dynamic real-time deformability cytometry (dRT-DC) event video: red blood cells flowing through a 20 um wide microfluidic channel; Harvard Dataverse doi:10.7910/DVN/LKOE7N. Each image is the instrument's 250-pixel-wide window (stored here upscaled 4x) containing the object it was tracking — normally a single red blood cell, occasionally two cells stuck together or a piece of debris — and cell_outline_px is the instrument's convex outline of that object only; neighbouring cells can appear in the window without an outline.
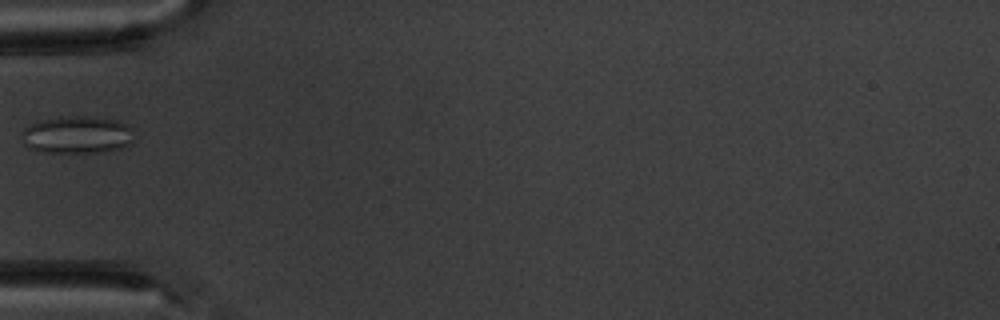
{"species": "common noctule bat (a hibernating species)", "species_latin": "Nyctalus noctula", "temperature_condition": "warm", "stored_images_in_passage": 5, "camera_frame_rate_fps": 3000, "um_per_image_px": 0.085, "animal": {"sex": "male", "body_mass_g": 20.1, "forearm_length_mm": 53.5}, "frame": {"image": 1, "passage_image": 5, "time_ms": 4.667, "image_size_px": [1000, 320], "cell_outline_px": [[132, 144], [120, 148], [96, 152], [48, 152], [28, 148], [20, 140], [20, 136], [24, 128], [40, 120], [76, 116], [80, 116], [120, 120], [128, 124], [132, 128]], "centroid_in_image_um": [6.55, 11.46], "position_along_channel_um": 78.4, "area_um2": 24.39}}